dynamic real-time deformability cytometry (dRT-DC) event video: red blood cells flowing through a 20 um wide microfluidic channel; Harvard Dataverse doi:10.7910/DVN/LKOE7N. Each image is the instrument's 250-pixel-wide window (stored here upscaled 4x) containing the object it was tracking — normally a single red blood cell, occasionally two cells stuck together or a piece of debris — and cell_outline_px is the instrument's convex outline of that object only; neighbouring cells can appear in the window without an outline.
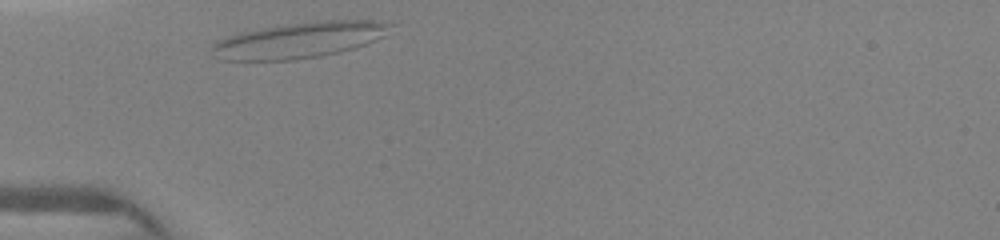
{"species": "human", "species_latin": "Homo sapiens", "temperature_condition": "warm", "stored_images_in_passage": 5, "camera_frame_rate_fps": 3000, "um_per_image_px": 0.085, "donor": {"sex": "female"}, "frame": {"image": 1, "passage_image": 1, "time_ms": 0.0, "image_size_px": [1000, 240], "cell_outline_px": [[396, 24], [384, 36], [376, 40], [340, 52], [320, 56], [292, 60], [216, 60], [212, 48], [212, 44], [216, 40], [240, 32], [260, 28], [308, 20], [372, 20]], "centroid_in_image_um": [25.44, 3.39], "position_along_channel_um": 59.6, "area_um2": 37.63}}
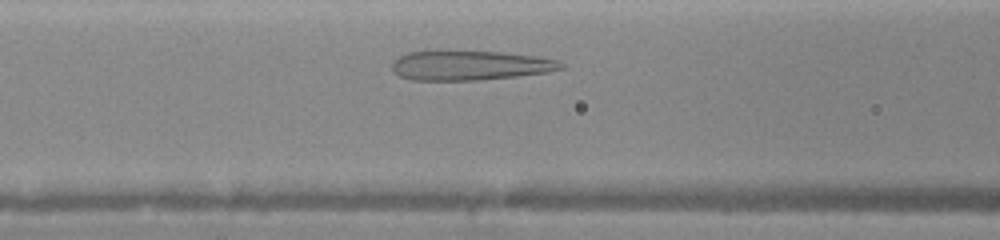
{"frame": {"image": 2, "passage_image": 5, "time_ms": 1.667, "image_size_px": [1000, 240], "cell_outline_px": [[564, 68], [548, 72], [516, 76], [480, 80], [412, 80], [400, 76], [392, 68], [392, 64], [400, 56], [408, 52], [500, 52], [540, 56], [560, 60], [564, 64]], "centroid_in_image_um": [40.04, 5.57], "position_along_channel_um": 126.6, "area_um2": 28.78}}